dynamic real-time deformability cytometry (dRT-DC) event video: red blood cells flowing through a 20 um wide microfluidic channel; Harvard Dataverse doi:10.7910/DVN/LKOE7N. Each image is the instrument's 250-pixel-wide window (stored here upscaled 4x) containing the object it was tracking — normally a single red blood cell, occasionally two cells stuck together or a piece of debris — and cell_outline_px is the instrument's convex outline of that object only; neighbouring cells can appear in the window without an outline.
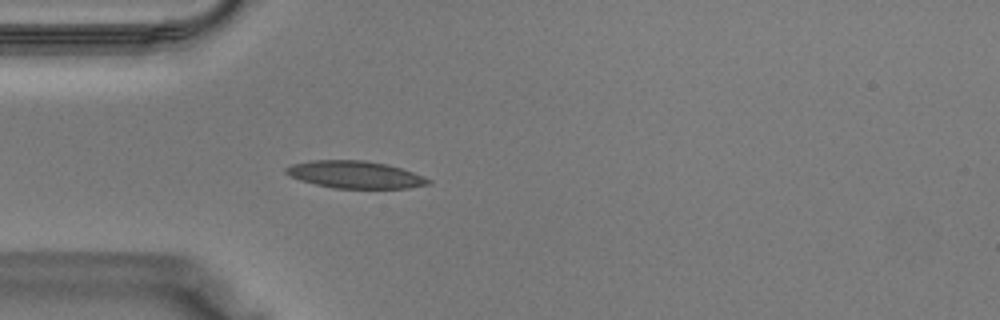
{"species": "Egyptian fruit bat (a non-hibernating species)", "species_latin": "Rousettus aegyptiacus", "temperature_condition": "warm", "stored_images_in_passage": 28, "camera_frame_rate_fps": 3000, "um_per_image_px": 0.085, "animal": {"sex": "male"}, "frame": {"image": 1, "passage_image": 5, "time_ms": 1.333, "image_size_px": [1000, 320], "cell_outline_px": [[432, 184], [408, 188], [332, 188], [300, 180], [284, 172], [284, 168], [292, 164], [312, 160], [364, 160], [388, 164], [412, 172], [432, 180]], "centroid_in_image_um": [30.19, 14.84], "position_along_channel_um": 54.8, "area_um2": 22.6}}
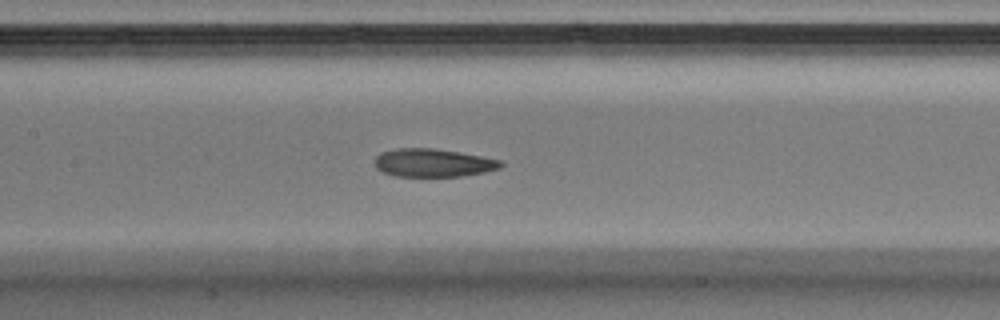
{"frame": {"image": 2, "passage_image": 12, "time_ms": 3.667, "image_size_px": [1000, 320], "cell_outline_px": [[504, 164], [500, 168], [484, 172], [460, 176], [396, 176], [384, 172], [376, 168], [376, 156], [380, 152], [396, 148], [436, 148], [504, 160]], "centroid_in_image_um": [36.84, 13.83], "position_along_channel_um": 170.6, "area_um2": 20.69}}
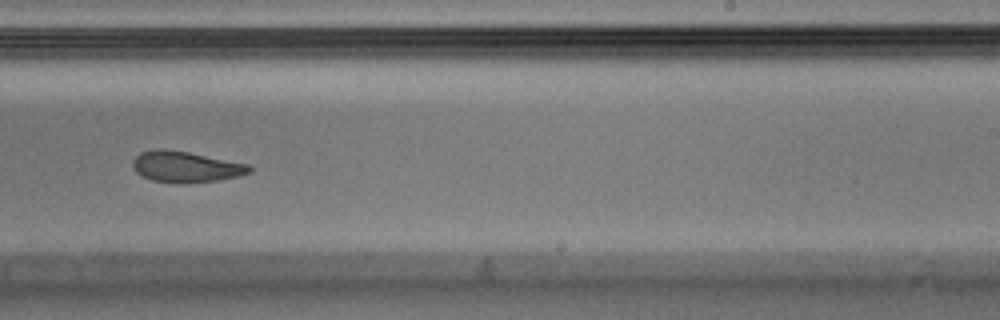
{"frame": {"image": 3, "passage_image": 18, "time_ms": 5.667, "image_size_px": [1000, 320], "cell_outline_px": [[252, 172], [220, 180], [184, 184], [180, 184], [152, 180], [140, 176], [132, 168], [132, 160], [140, 152], [156, 148], [164, 148], [188, 152], [248, 164], [252, 168]], "centroid_in_image_um": [15.74, 14.18], "position_along_channel_um": 273.3, "area_um2": 21.33}}